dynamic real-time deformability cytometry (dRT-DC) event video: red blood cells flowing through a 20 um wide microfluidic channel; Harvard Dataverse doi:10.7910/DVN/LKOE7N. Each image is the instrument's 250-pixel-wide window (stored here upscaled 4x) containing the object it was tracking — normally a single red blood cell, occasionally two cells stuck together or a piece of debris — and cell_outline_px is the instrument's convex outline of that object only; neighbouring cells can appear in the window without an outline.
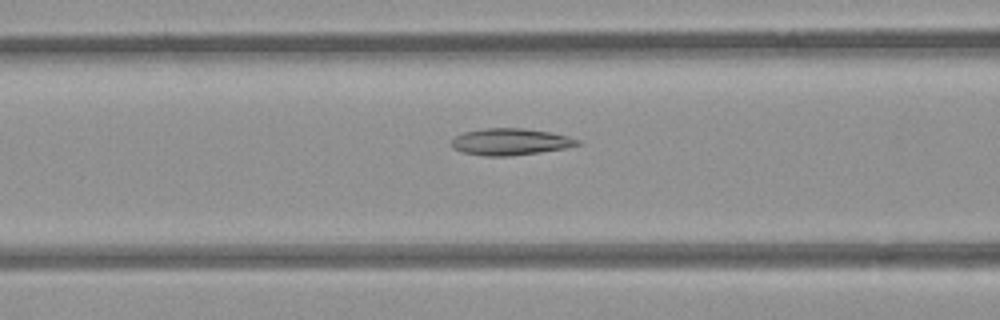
{"species": "common noctule bat (a hibernating species)", "species_latin": "Nyctalus noctula", "temperature_condition": "room temperature", "stored_images_in_passage": 35, "camera_frame_rate_fps": 3000, "um_per_image_px": 0.085, "animal": {"sex": "female", "body_mass_g": 21.9}, "frame": {"image": 1, "passage_image": 8, "time_ms": 2.333, "image_size_px": [1000, 320], "cell_outline_px": [[580, 144], [564, 148], [540, 152], [508, 156], [484, 156], [460, 152], [452, 148], [448, 144], [456, 136], [464, 132], [484, 128], [524, 128], [548, 132], [568, 136], [580, 140]], "centroid_in_image_um": [43.31, 12.05], "position_along_channel_um": 123.3, "area_um2": 19.65}}
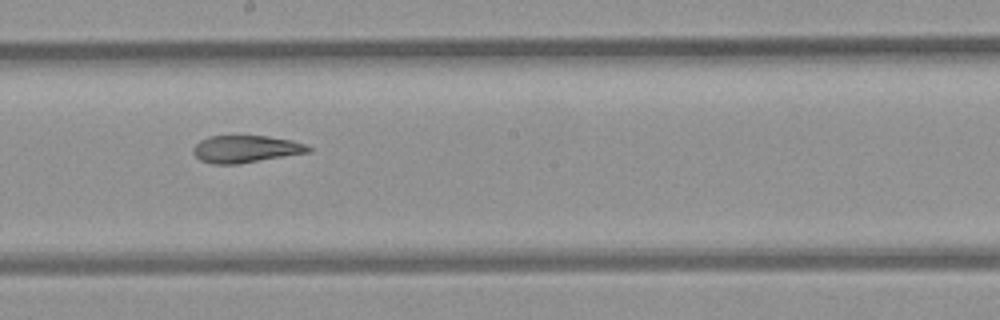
{"frame": {"image": 2, "passage_image": 16, "time_ms": 5.0, "image_size_px": [1000, 320], "cell_outline_px": [[312, 152], [236, 164], [212, 164], [200, 160], [192, 152], [192, 148], [200, 140], [212, 136], [268, 136], [292, 140], [308, 144], [312, 148]], "centroid_in_image_um": [20.93, 12.66], "position_along_channel_um": 227.3, "area_um2": 18.38}}
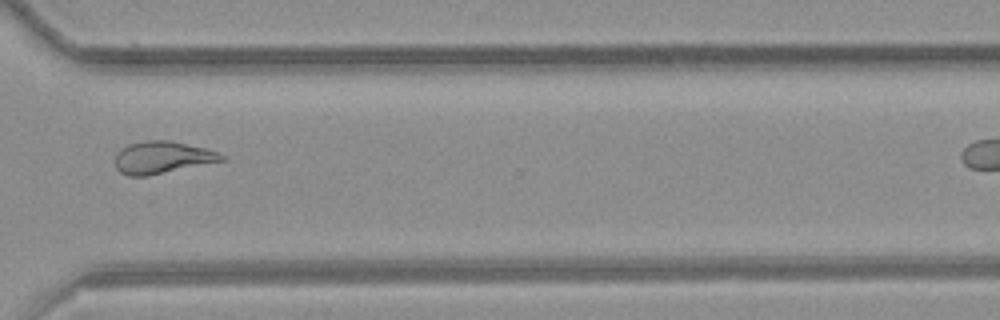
{"frame": {"image": 3, "passage_image": 26, "time_ms": 8.333, "image_size_px": [1000, 320], "cell_outline_px": [[224, 160], [148, 176], [128, 176], [120, 172], [116, 168], [116, 156], [128, 144], [148, 140], [168, 140], [204, 148], [216, 152], [224, 156]], "centroid_in_image_um": [13.77, 13.39], "position_along_channel_um": 356.8, "area_um2": 19.54}, "authors_computed_cell_mechanics": {"area_um2": 19.363, "velocity_mm_per_s": 3.8965, "shape_relaxation_time_tau1_ms": 11.0879, "shape_relaxation_time_tau2_ms": 2.9238, "deformation_change_tau1": 0.2631, "deformation_change_tau2": 0.1077}}